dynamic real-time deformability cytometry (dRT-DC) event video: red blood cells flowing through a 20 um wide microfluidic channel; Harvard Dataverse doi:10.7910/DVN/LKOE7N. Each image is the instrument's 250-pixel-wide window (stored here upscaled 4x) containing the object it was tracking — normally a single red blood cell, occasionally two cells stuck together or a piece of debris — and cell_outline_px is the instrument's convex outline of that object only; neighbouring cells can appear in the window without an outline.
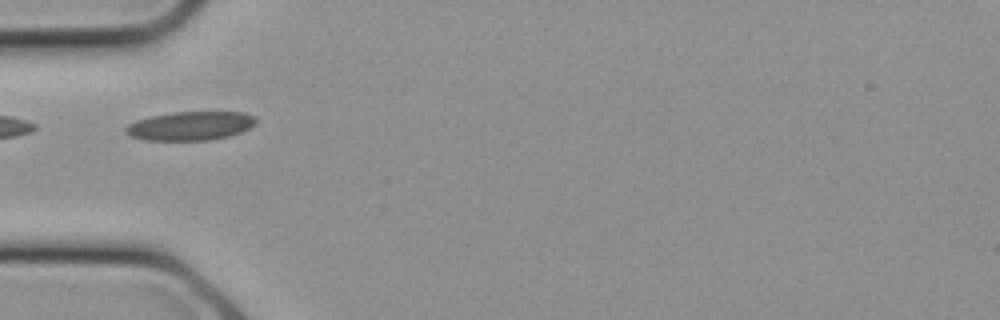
{"species": "common noctule bat (a hibernating species)", "species_latin": "Nyctalus noctula", "temperature_condition": "cold", "stored_images_in_passage": 9, "camera_frame_rate_fps": 3000, "um_per_image_px": 0.085, "animal": {"sex": "female", "body_mass_g": 21.9}, "frame": {"image": 1, "passage_image": 8, "time_ms": 2.333, "image_size_px": [1000, 320], "cell_outline_px": [[256, 124], [240, 132], [228, 136], [208, 140], [144, 140], [128, 136], [124, 132], [124, 128], [128, 124], [136, 120], [152, 116], [172, 112], [244, 112], [252, 116], [256, 120]], "centroid_in_image_um": [16.12, 10.7], "position_along_channel_um": 68.9, "area_um2": 21.85}}